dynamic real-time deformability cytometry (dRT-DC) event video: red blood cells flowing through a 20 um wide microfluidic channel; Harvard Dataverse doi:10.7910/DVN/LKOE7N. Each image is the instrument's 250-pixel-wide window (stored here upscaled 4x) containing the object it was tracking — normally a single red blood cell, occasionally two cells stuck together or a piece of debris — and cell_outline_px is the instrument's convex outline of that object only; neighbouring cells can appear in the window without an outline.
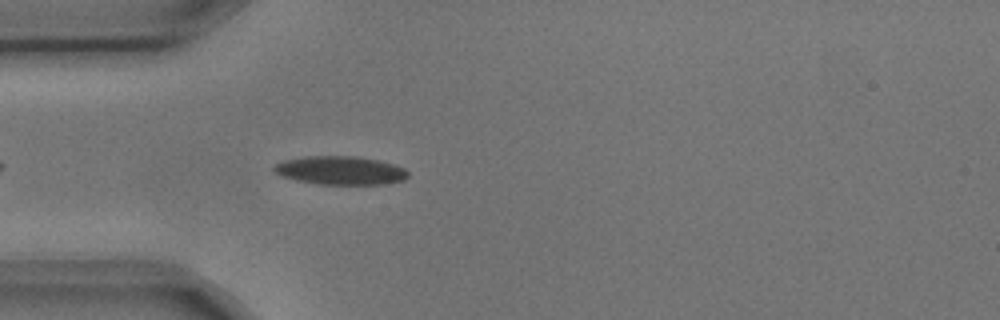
{"species": "common noctule bat (a hibernating species)", "species_latin": "Nyctalus noctula", "temperature_condition": "cold", "stored_images_in_passage": 3, "camera_frame_rate_fps": 3000, "um_per_image_px": 0.085, "animal": {"sex": "male", "body_mass_g": 17.9, "forearm_length_mm": 54.2}, "frame": {"image": 1, "passage_image": 3, "time_ms": 0.667, "image_size_px": [1000, 320], "cell_outline_px": [[408, 176], [404, 180], [384, 184], [316, 184], [296, 180], [280, 176], [272, 168], [276, 164], [284, 160], [304, 156], [356, 156], [380, 160], [404, 168], [408, 172]], "centroid_in_image_um": [28.92, 14.48], "position_along_channel_um": 56.1, "area_um2": 22.31}}